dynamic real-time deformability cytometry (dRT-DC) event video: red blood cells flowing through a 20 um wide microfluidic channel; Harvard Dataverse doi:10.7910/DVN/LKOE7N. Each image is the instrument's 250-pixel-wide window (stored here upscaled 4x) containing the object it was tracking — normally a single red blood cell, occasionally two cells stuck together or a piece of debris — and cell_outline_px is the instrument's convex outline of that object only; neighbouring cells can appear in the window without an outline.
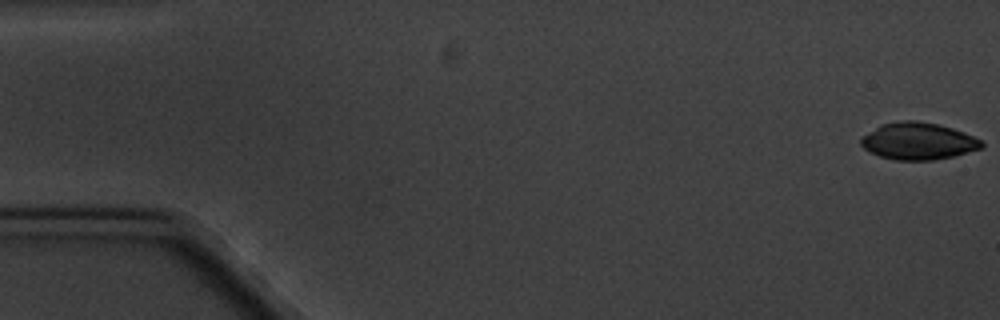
{"species": "common noctule bat (a hibernating species)", "species_latin": "Nyctalus noctula", "temperature_condition": "cold", "stored_images_in_passage": 5, "camera_frame_rate_fps": 3000, "um_per_image_px": 0.085, "animal": {"sex": "male", "body_mass_g": 20.1, "forearm_length_mm": 53.5}, "frame": {"image": 1, "passage_image": 1, "time_ms": 0.0, "image_size_px": [1000, 320], "cell_outline_px": [[984, 148], [952, 156], [932, 160], [896, 160], [880, 156], [868, 152], [860, 144], [860, 136], [880, 124], [900, 120], [916, 120], [936, 124], [952, 128], [964, 132], [980, 140], [984, 144]], "centroid_in_image_um": [77.99, 11.99], "position_along_channel_um": 7.0, "area_um2": 26.18}}